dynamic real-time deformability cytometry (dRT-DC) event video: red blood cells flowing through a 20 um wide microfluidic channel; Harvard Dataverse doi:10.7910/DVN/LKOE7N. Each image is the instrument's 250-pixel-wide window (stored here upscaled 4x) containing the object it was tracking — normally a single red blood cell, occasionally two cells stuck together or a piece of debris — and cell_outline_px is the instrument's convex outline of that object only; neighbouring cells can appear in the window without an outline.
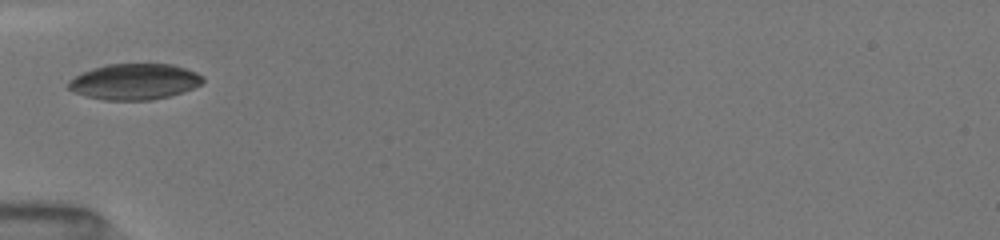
{"species": "common noctule bat (a hibernating species)", "species_latin": "Nyctalus noctula", "temperature_condition": "room temperature", "stored_images_in_passage": 19, "camera_frame_rate_fps": 3000, "um_per_image_px": 0.085, "animal": {"sex": "female", "body_mass_g": 19.5, "forearm_length_mm": 54.1}, "frame": {"image": 1, "passage_image": 1, "time_ms": 0.0, "image_size_px": [1000, 240], "cell_outline_px": [[204, 80], [200, 84], [192, 88], [168, 96], [152, 100], [104, 100], [72, 92], [64, 84], [68, 80], [92, 68], [108, 64], [172, 64], [196, 72], [204, 76]], "centroid_in_image_um": [11.39, 6.94], "position_along_channel_um": 73.6, "area_um2": 28.09}}